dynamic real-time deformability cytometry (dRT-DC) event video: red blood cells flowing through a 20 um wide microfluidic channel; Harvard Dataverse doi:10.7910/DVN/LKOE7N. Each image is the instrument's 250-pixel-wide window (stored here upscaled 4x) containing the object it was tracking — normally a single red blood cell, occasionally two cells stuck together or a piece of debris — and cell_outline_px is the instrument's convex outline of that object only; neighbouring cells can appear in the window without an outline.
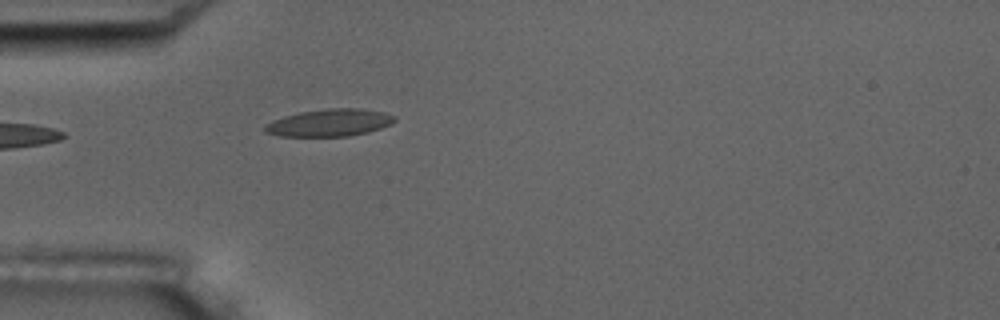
{"species": "common noctule bat (a hibernating species)", "species_latin": "Nyctalus noctula", "temperature_condition": "room temperature", "stored_images_in_passage": 5, "camera_frame_rate_fps": 3000, "um_per_image_px": 0.085, "animal": {"sex": "male", "body_mass_g": 17.5, "forearm_length_mm": 52.3}, "frame": {"image": 1, "passage_image": 5, "time_ms": 4.667, "image_size_px": [1000, 320], "cell_outline_px": [[396, 120], [392, 124], [368, 132], [348, 136], [280, 136], [264, 132], [264, 124], [272, 120], [284, 116], [300, 112], [328, 108], [360, 108], [384, 112], [396, 116]], "centroid_in_image_um": [28.01, 10.42], "position_along_channel_um": 57.0, "area_um2": 20.75}}